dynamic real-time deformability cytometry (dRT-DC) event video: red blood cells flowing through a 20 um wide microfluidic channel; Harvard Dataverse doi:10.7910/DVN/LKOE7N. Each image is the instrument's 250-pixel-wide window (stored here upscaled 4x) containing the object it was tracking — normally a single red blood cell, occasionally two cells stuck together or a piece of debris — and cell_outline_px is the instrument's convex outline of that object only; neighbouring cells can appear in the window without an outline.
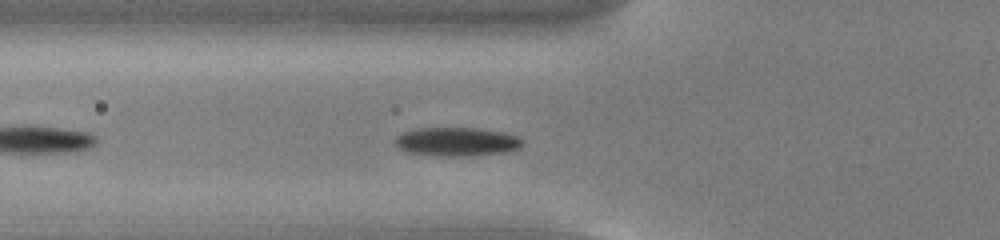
{"species": "common noctule bat (a hibernating species)", "species_latin": "Nyctalus noctula", "temperature_condition": "cold", "stored_images_in_passage": 33, "camera_frame_rate_fps": 3000, "um_per_image_px": 0.085, "animal": {"sex": "male", "body_mass_g": 13.0, "forearm_length_mm": 53.1}, "frame": {"image": 1, "passage_image": 6, "time_ms": 1.667, "image_size_px": [1000, 240], "cell_outline_px": [[524, 144], [520, 148], [508, 152], [464, 156], [448, 156], [404, 152], [396, 144], [396, 136], [404, 132], [416, 128], [476, 128], [500, 132], [520, 136], [524, 140]], "centroid_in_image_um": [38.87, 12.04], "position_along_channel_um": 86.9, "area_um2": 21.33}}
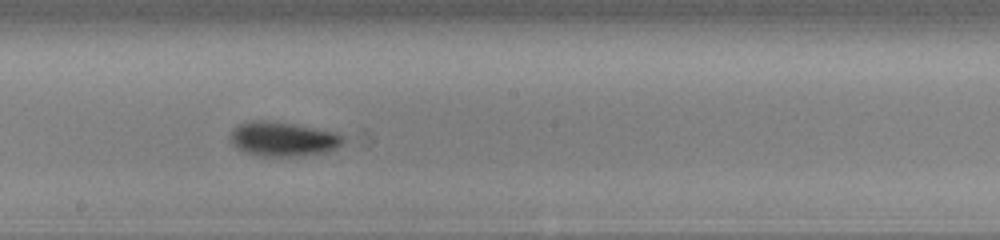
{"frame": {"image": 2, "passage_image": 17, "time_ms": 5.333, "image_size_px": [1000, 240], "cell_outline_px": [[348, 140], [344, 144], [336, 148], [324, 152], [296, 156], [260, 156], [244, 152], [236, 148], [232, 144], [232, 128], [248, 120], [264, 120], [292, 124], [336, 132], [344, 136]], "centroid_in_image_um": [24.08, 11.82], "position_along_channel_um": 224.1, "area_um2": 22.66}}
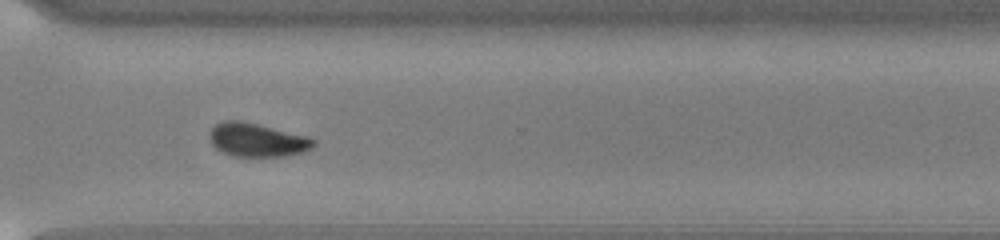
{"frame": {"image": 3, "passage_image": 27, "time_ms": 8.667, "image_size_px": [1000, 240], "cell_outline_px": [[316, 144], [312, 148], [304, 152], [284, 156], [232, 156], [216, 148], [212, 144], [208, 136], [208, 132], [216, 124], [224, 120], [240, 120], [308, 136], [316, 140]], "centroid_in_image_um": [21.85, 11.89], "position_along_channel_um": 348.7, "area_um2": 20.4}, "authors_computed_cell_mechanics": {"area_um2": 21.2704, "velocity_mm_per_s": 3.7368, "shape_relaxation_time_tau1_ms": 1.7147, "shape_relaxation_time_tau2_ms": 2.5656, "deformation_change_tau1": 0.1004, "deformation_change_tau2": 0.0567}}